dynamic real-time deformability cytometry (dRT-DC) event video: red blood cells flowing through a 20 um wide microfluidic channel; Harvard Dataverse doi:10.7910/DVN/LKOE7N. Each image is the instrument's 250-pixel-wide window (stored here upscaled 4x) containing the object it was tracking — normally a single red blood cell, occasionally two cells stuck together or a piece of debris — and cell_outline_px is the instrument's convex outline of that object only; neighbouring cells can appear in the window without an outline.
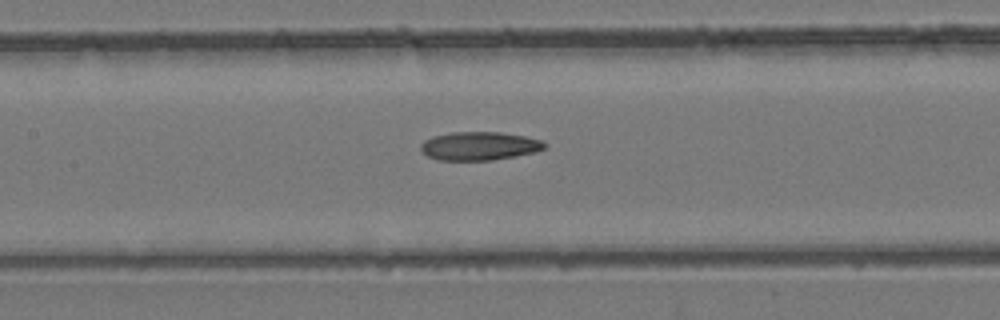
{"species": "common noctule bat (a hibernating species)", "species_latin": "Nyctalus noctula", "temperature_condition": "room temperature", "stored_images_in_passage": 4, "camera_frame_rate_fps": 3000, "um_per_image_px": 0.085, "animal": {"sex": "female", "body_mass_g": 24.6, "forearm_length_mm": 56.2}, "frame": {"image": 1, "passage_image": 4, "time_ms": 1.0, "image_size_px": [1000, 320], "cell_outline_px": [[548, 144], [544, 148], [532, 152], [492, 160], [440, 160], [428, 156], [420, 148], [420, 144], [424, 140], [432, 136], [452, 132], [500, 132], [524, 136], [544, 140]], "centroid_in_image_um": [40.73, 12.39], "position_along_channel_um": 166.7, "area_um2": 20.4}}